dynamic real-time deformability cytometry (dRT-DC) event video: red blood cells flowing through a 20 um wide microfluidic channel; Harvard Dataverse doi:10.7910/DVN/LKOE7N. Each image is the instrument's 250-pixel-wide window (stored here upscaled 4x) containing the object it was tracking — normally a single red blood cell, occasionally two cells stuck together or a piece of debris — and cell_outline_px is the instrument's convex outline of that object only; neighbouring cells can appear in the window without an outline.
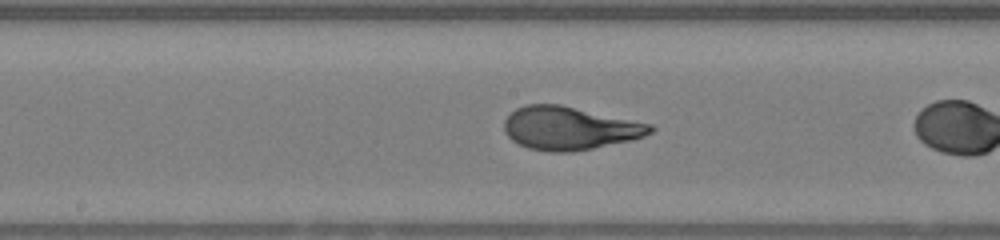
{"species": "human", "species_latin": "Homo sapiens", "temperature_condition": "warm", "stored_images_in_passage": 23, "camera_frame_rate_fps": 3000, "um_per_image_px": 0.085, "donor": {"sex": "female"}, "frame": {"image": 1, "passage_image": 10, "time_ms": 3.0, "image_size_px": [1000, 240], "cell_outline_px": [[656, 128], [652, 132], [644, 136], [632, 140], [592, 148], [568, 152], [552, 152], [528, 148], [512, 140], [504, 132], [504, 120], [516, 108], [528, 104], [560, 104], [652, 124]], "centroid_in_image_um": [48.41, 10.89], "position_along_channel_um": 199.8, "area_um2": 36.65}}